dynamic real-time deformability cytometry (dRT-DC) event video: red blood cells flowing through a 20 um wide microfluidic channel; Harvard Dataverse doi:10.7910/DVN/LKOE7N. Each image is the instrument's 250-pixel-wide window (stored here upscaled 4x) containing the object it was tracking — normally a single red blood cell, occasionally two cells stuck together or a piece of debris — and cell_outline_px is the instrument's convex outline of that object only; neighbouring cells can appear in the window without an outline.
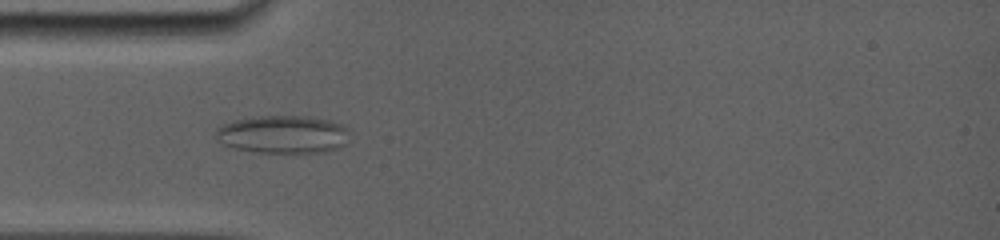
{"species": "common noctule bat (a hibernating species)", "species_latin": "Nyctalus noctula", "temperature_condition": "room temperature", "stored_images_in_passage": 40, "camera_frame_rate_fps": 5000, "um_per_image_px": 0.085, "animal": {"sex": "female", "body_mass_g": 19.0, "forearm_length_mm": 56.7}, "frame": {"image": 1, "passage_image": 9, "time_ms": 4.8, "image_size_px": [1000, 240], "cell_outline_px": [[348, 128], [344, 144], [340, 148], [324, 152], [256, 152], [236, 148], [224, 144], [212, 136], [216, 128], [220, 124], [236, 120], [260, 116], [312, 116], [328, 120], [340, 124]], "centroid_in_image_um": [24.0, 11.41], "position_along_channel_um": 61.0, "area_um2": 29.54}}
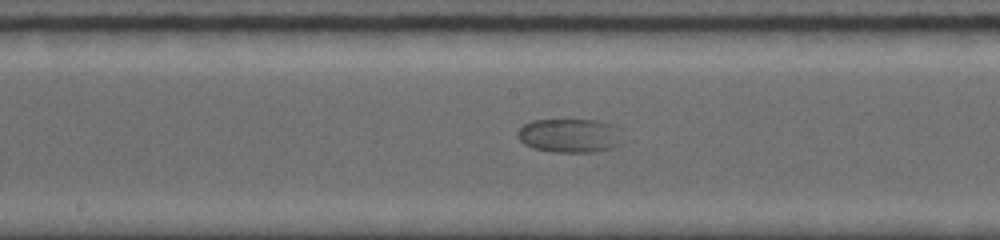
{"frame": {"image": 2, "passage_image": 18, "time_ms": 8.6, "image_size_px": [1000, 240], "cell_outline_px": [[632, 140], [624, 144], [612, 148], [596, 152], [552, 152], [532, 148], [524, 144], [516, 136], [516, 132], [524, 124], [532, 120], [596, 120], [612, 124], [620, 128]], "centroid_in_image_um": [48.58, 11.53], "position_along_channel_um": 199.6, "area_um2": 21.79}}
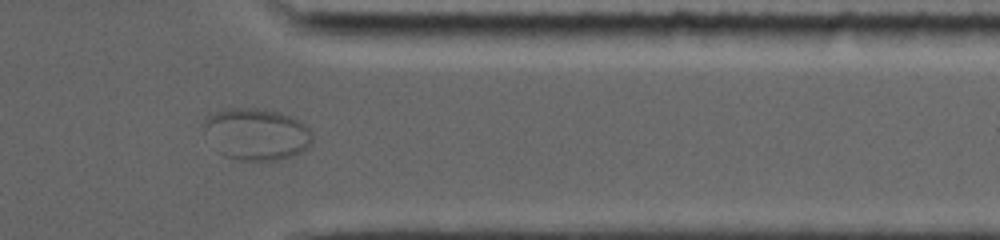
{"frame": {"image": 3, "passage_image": 32, "time_ms": 13.8, "image_size_px": [1000, 240], "cell_outline_px": [[312, 144], [308, 148], [292, 156], [280, 160], [240, 160], [224, 156], [216, 152], [204, 132], [200, 124], [208, 116], [216, 112], [228, 108], [256, 108], [280, 112], [300, 120], [312, 132]], "centroid_in_image_um": [21.77, 11.4], "position_along_channel_um": 389.6, "area_um2": 33.23}}